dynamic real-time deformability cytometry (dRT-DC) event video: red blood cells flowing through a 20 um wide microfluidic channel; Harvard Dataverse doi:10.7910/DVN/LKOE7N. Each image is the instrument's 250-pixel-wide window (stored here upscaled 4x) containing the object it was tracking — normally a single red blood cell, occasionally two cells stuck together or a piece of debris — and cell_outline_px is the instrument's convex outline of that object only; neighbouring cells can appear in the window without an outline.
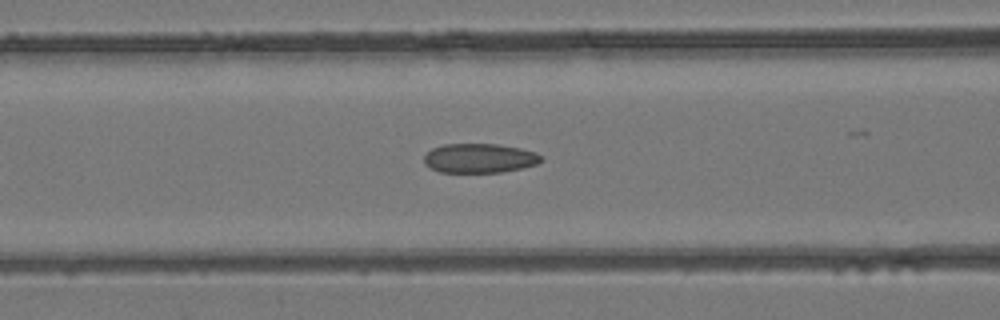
{"species": "common noctule bat (a hibernating species)", "species_latin": "Nyctalus noctula", "temperature_condition": "room temperature", "stored_images_in_passage": 30, "camera_frame_rate_fps": 3000, "um_per_image_px": 0.085, "animal": {"sex": "female", "body_mass_g": 24.6, "forearm_length_mm": 56.2}, "frame": {"image": 1, "passage_image": 11, "time_ms": 3.333, "image_size_px": [1000, 320], "cell_outline_px": [[544, 160], [536, 164], [524, 168], [500, 172], [440, 172], [424, 164], [424, 156], [432, 148], [444, 144], [496, 144], [520, 148], [536, 152]], "centroid_in_image_um": [40.77, 13.45], "position_along_channel_um": 125.8, "area_um2": 20.0}}
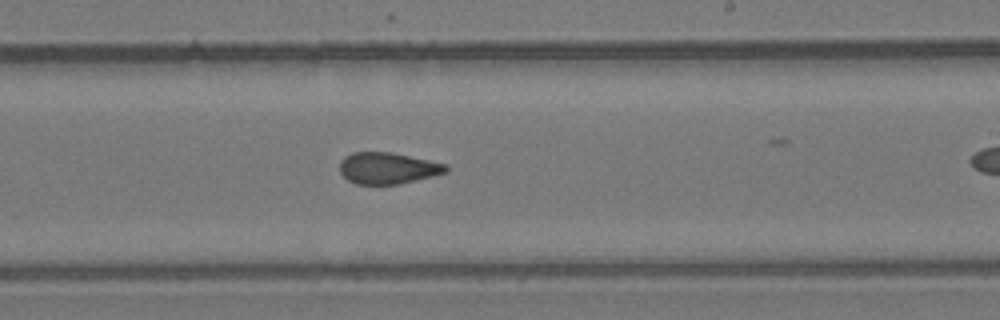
{"frame": {"image": 2, "passage_image": 20, "time_ms": 6.333, "image_size_px": [1000, 320], "cell_outline_px": [[448, 172], [400, 184], [356, 184], [348, 180], [340, 172], [340, 160], [344, 156], [352, 152], [392, 152], [448, 164]], "centroid_in_image_um": [32.96, 14.28], "position_along_channel_um": 256.0, "area_um2": 19.59}}
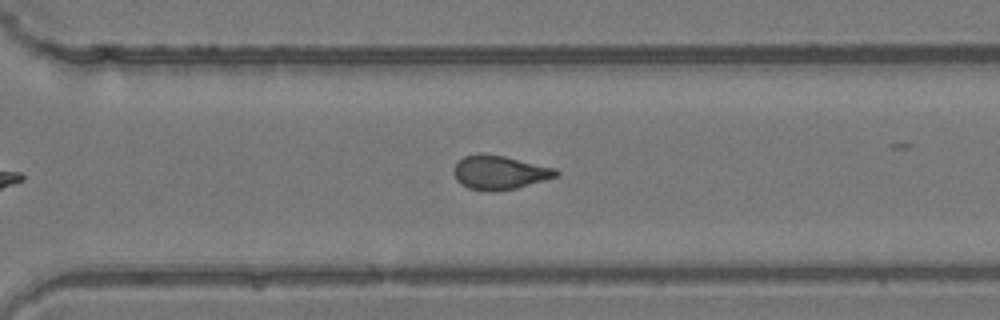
{"frame": {"image": 3, "passage_image": 25, "time_ms": 8.0, "image_size_px": [1000, 320], "cell_outline_px": [[560, 172], [556, 176], [544, 180], [516, 188], [492, 192], [468, 188], [460, 184], [456, 180], [452, 172], [452, 168], [464, 156], [480, 152], [504, 156], [556, 168]], "centroid_in_image_um": [42.41, 14.65], "position_along_channel_um": 328.2, "area_um2": 20.35}}